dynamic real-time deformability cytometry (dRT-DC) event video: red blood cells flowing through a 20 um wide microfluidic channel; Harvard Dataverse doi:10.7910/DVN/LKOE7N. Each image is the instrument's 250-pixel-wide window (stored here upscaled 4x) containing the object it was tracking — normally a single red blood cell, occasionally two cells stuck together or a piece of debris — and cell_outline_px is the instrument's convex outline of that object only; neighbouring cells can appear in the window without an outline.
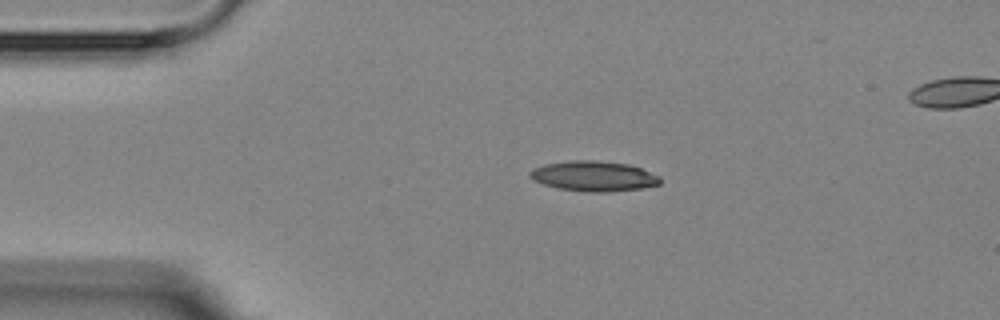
{"species": "Egyptian fruit bat (a non-hibernating species)", "species_latin": "Rousettus aegyptiacus", "temperature_condition": "room temperature", "stored_images_in_passage": 4, "segment_of_instrument_passage": [1, 2], "camera_frame_rate_fps": 3000, "um_per_image_px": 0.085, "animal": {"sex": "female"}, "frame": {"image": 1, "passage_image": 2, "time_ms": 1.333, "image_size_px": [1000, 320], "cell_outline_px": [[660, 184], [644, 188], [608, 192], [588, 192], [556, 188], [532, 180], [528, 176], [528, 172], [532, 168], [544, 164], [572, 160], [596, 160], [628, 164], [640, 168], [660, 176]], "centroid_in_image_um": [50.43, 14.97], "position_along_channel_um": 34.6, "area_um2": 23.12}}